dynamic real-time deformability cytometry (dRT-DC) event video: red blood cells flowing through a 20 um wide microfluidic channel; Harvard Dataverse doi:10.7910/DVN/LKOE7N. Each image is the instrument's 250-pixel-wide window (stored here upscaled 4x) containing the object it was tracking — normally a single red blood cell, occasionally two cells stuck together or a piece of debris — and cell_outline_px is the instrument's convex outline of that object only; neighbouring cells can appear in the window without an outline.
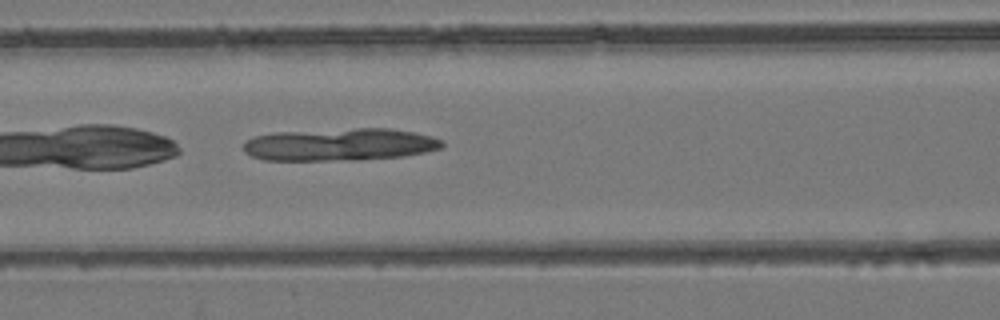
{"species": "common noctule bat (a hibernating species)", "species_latin": "Nyctalus noctula", "temperature_condition": "room temperature", "stored_images_in_passage": 32, "camera_frame_rate_fps": 3000, "um_per_image_px": 0.085, "animal": {"sex": "female", "body_mass_g": 24.6, "forearm_length_mm": 56.2}, "frame": {"image": 1, "passage_image": 6, "time_ms": 1.667, "image_size_px": [1000, 320], "cell_outline_px": [[444, 144], [440, 148], [424, 152], [404, 156], [360, 160], [264, 160], [252, 156], [244, 152], [244, 140], [256, 136], [276, 132], [356, 128], [392, 128], [416, 132], [432, 136], [444, 140]], "centroid_in_image_um": [28.91, 12.28], "position_along_channel_um": 137.7, "area_um2": 37.86}}
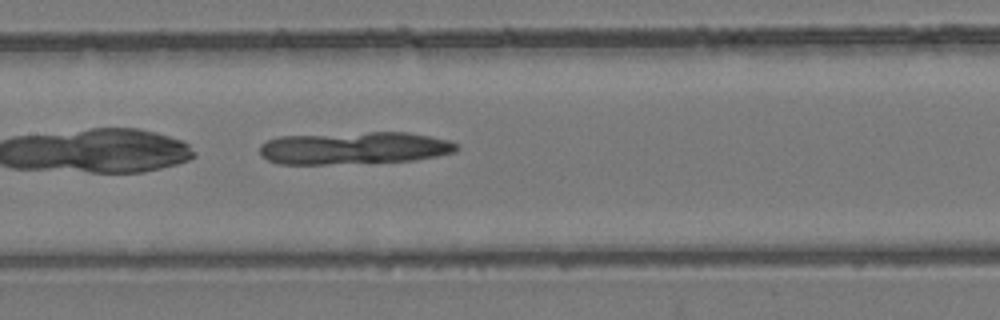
{"frame": {"image": 2, "passage_image": 9, "time_ms": 2.667, "image_size_px": [1000, 320], "cell_outline_px": [[460, 148], [456, 152], [416, 160], [328, 164], [276, 164], [260, 156], [260, 144], [268, 140], [280, 136], [368, 132], [408, 132], [448, 140], [456, 144]], "centroid_in_image_um": [30.08, 12.58], "position_along_channel_um": 177.3, "area_um2": 37.28}}
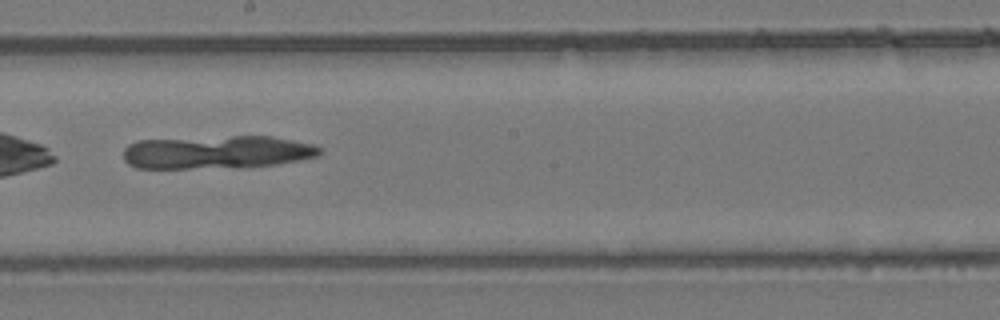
{"frame": {"image": 3, "passage_image": 13, "time_ms": 4.0, "image_size_px": [1000, 320], "cell_outline_px": [[324, 152], [320, 156], [276, 164], [188, 168], [136, 168], [128, 164], [124, 160], [124, 148], [128, 144], [140, 140], [232, 136], [272, 136], [316, 144]], "centroid_in_image_um": [18.46, 12.91], "position_along_channel_um": 229.7, "area_um2": 37.63}}